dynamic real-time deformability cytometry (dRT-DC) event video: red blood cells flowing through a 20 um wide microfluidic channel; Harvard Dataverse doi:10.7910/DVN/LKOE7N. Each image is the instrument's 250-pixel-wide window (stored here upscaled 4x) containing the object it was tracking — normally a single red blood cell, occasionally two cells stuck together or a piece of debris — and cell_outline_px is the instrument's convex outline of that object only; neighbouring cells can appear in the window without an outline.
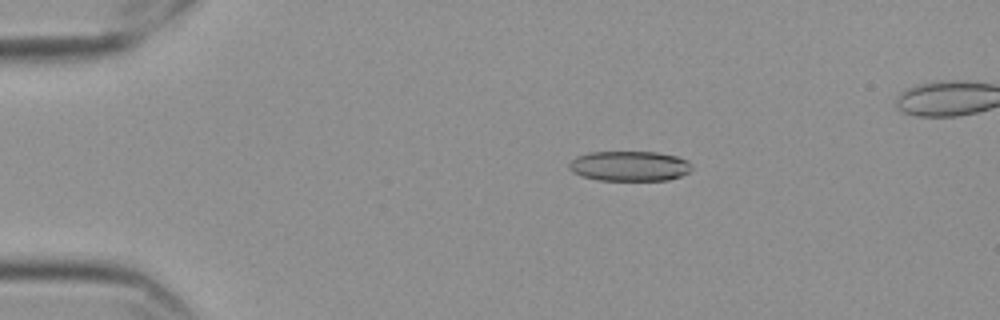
{"species": "Egyptian fruit bat (a non-hibernating species)", "species_latin": "Rousettus aegyptiacus", "temperature_condition": "cold", "stored_images_in_passage": 57, "camera_frame_rate_fps": 3000, "um_per_image_px": 0.085, "frame": {"image": 1, "passage_image": 12, "time_ms": 3.667, "image_size_px": [1000, 320], "cell_outline_px": [[692, 168], [688, 172], [680, 176], [668, 180], [596, 180], [580, 176], [572, 172], [568, 168], [568, 164], [576, 156], [588, 152], [656, 152], [676, 156], [688, 160], [692, 164]], "centroid_in_image_um": [53.48, 14.11], "position_along_channel_um": 31.5, "area_um2": 21.68}}
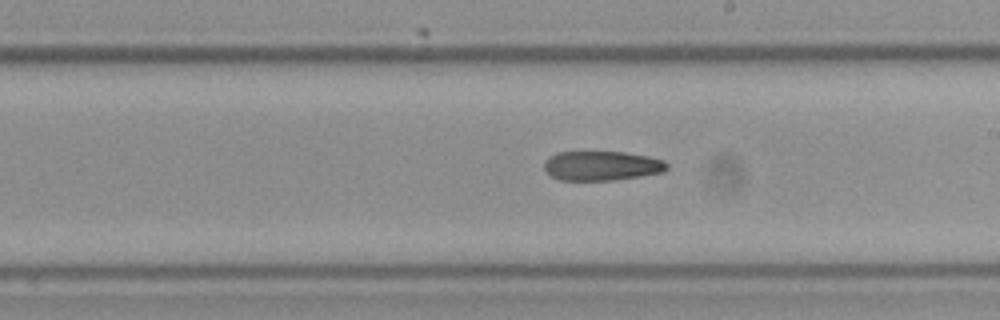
{"frame": {"image": 2, "passage_image": 34, "time_ms": 11.0, "image_size_px": [1000, 320], "cell_outline_px": [[668, 168], [664, 172], [640, 176], [612, 180], [560, 180], [552, 176], [544, 168], [544, 164], [548, 156], [556, 152], [624, 152], [648, 156], [664, 160], [668, 164]], "centroid_in_image_um": [51.16, 14.08], "position_along_channel_um": 237.8, "area_um2": 21.1}}
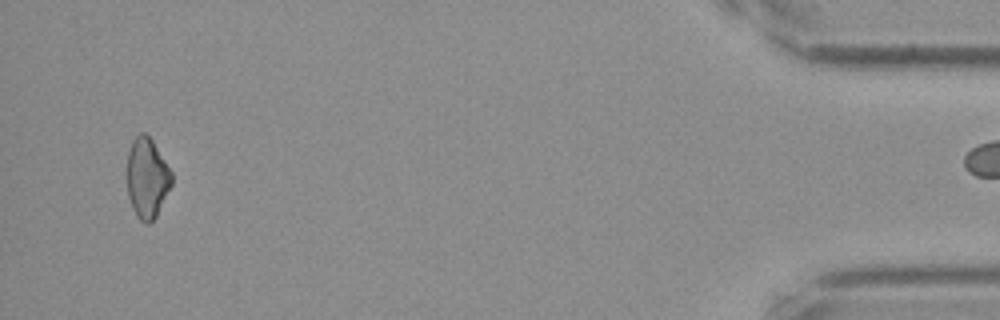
{"frame": {"image": 3, "passage_image": 56, "time_ms": 18.333, "image_size_px": [1000, 320], "cell_outline_px": [[172, 184], [156, 216], [148, 224], [144, 224], [136, 216], [132, 208], [128, 196], [128, 152], [132, 140], [140, 132], [144, 132], [152, 140], [172, 172]], "centroid_in_image_um": [12.5, 15.14], "position_along_channel_um": 422.7, "area_um2": 20.69}}